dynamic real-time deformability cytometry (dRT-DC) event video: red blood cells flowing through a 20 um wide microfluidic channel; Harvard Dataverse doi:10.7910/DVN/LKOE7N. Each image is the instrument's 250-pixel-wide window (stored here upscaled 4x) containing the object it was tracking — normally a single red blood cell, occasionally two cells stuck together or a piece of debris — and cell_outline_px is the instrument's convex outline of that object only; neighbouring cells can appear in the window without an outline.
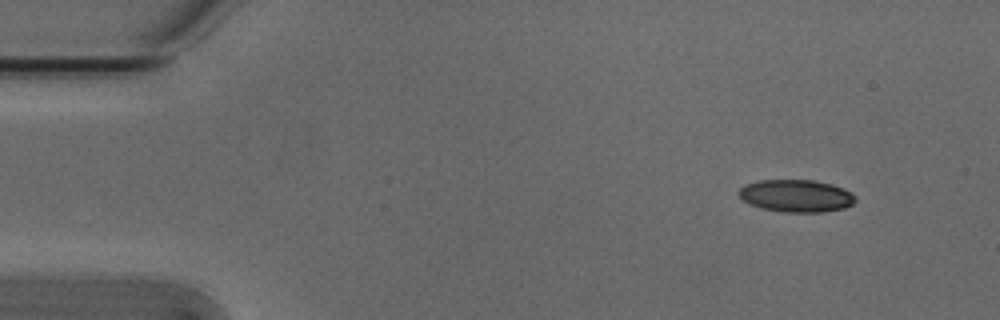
{"species": "Egyptian fruit bat (a non-hibernating species)", "species_latin": "Rousettus aegyptiacus", "temperature_condition": "cold", "stored_images_in_passage": 49, "camera_frame_rate_fps": 3000, "um_per_image_px": 0.085, "animal": {"sex": "male"}, "frame": {"image": 1, "passage_image": 1, "time_ms": 0.0, "image_size_px": [1000, 320], "cell_outline_px": [[856, 200], [852, 204], [844, 208], [824, 212], [784, 212], [760, 208], [748, 204], [736, 192], [744, 184], [760, 180], [812, 180], [832, 184], [844, 188], [852, 192], [856, 196]], "centroid_in_image_um": [67.68, 16.64], "position_along_channel_um": 17.3, "area_um2": 22.25}}
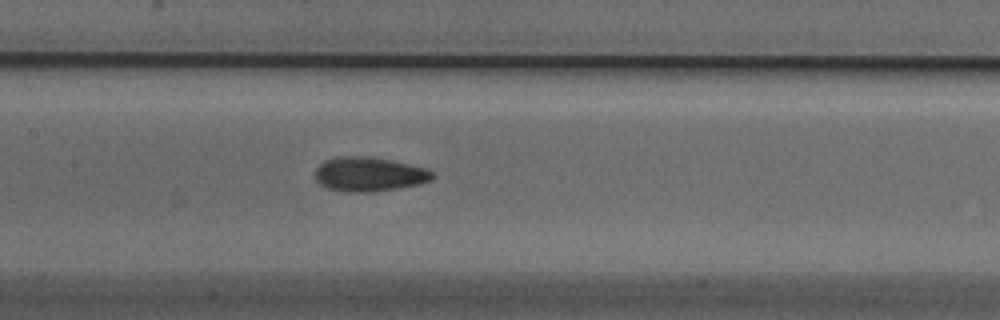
{"frame": {"image": 2, "passage_image": 21, "time_ms": 6.667, "image_size_px": [1000, 320], "cell_outline_px": [[436, 176], [432, 180], [420, 184], [372, 192], [344, 192], [328, 188], [320, 184], [316, 180], [316, 168], [324, 160], [336, 156], [372, 156], [392, 160], [424, 168], [432, 172]], "centroid_in_image_um": [31.36, 14.8], "position_along_channel_um": 176.0, "area_um2": 23.58}}
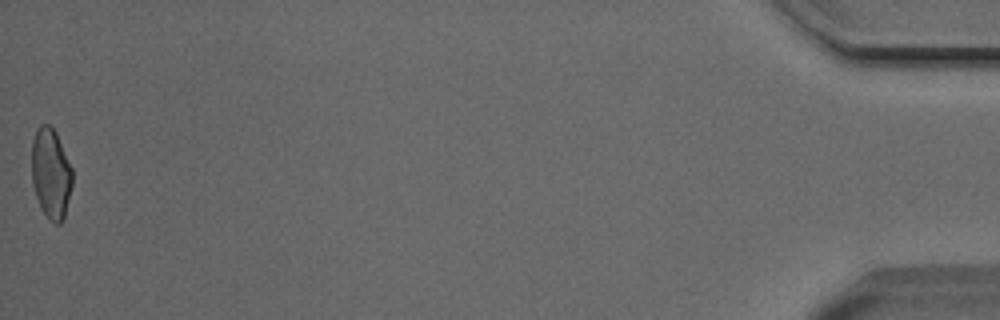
{"frame": {"image": 3, "passage_image": 49, "time_ms": 16.0, "image_size_px": [1000, 320], "cell_outline_px": [[72, 184], [64, 216], [60, 224], [56, 224], [48, 220], [40, 208], [32, 184], [32, 140], [36, 128], [40, 124], [48, 124], [56, 132], [72, 168]], "centroid_in_image_um": [4.31, 14.74], "position_along_channel_um": 430.9, "area_um2": 21.5}, "authors_computed_cell_mechanics": {"area_um2": 22.1952, "velocity_mm_per_s": 3.835, "shape_relaxation_time_tau1_ms": 5.7127, "shape_relaxation_time_tau2_ms": 2.0531, "deformation_change_tau1": 0.1432, "deformation_change_tau2": 0.0758}}